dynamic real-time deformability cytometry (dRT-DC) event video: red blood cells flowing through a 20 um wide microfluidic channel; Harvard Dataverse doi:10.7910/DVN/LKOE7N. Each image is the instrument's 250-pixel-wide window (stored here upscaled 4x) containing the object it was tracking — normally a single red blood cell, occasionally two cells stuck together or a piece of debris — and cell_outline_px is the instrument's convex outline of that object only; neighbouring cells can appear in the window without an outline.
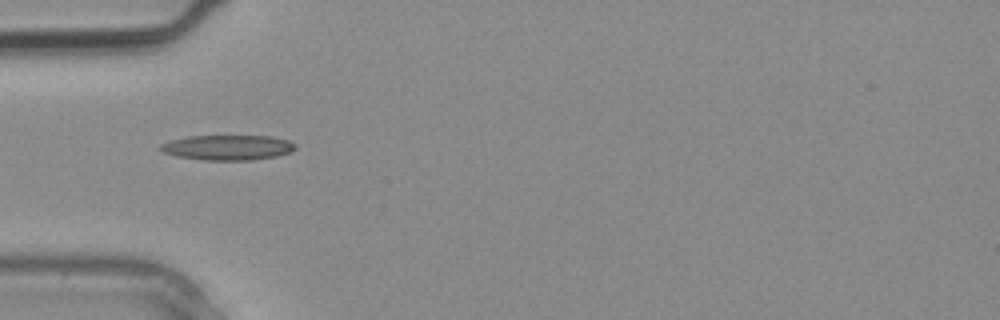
{"species": "common noctule bat (a hibernating species)", "species_latin": "Nyctalus noctula", "temperature_condition": "warm", "stored_images_in_passage": 3, "camera_frame_rate_fps": 3000, "um_per_image_px": 0.085, "animal": {"sex": "male", "body_mass_g": 20.4}, "frame": {"image": 1, "passage_image": 3, "time_ms": 0.667, "image_size_px": [1000, 320], "cell_outline_px": [[296, 148], [288, 152], [276, 156], [252, 160], [204, 160], [176, 156], [164, 152], [160, 148], [160, 144], [172, 140], [188, 136], [272, 136], [288, 140], [296, 144]], "centroid_in_image_um": [19.37, 12.53], "position_along_channel_um": 65.6, "area_um2": 19.59}}